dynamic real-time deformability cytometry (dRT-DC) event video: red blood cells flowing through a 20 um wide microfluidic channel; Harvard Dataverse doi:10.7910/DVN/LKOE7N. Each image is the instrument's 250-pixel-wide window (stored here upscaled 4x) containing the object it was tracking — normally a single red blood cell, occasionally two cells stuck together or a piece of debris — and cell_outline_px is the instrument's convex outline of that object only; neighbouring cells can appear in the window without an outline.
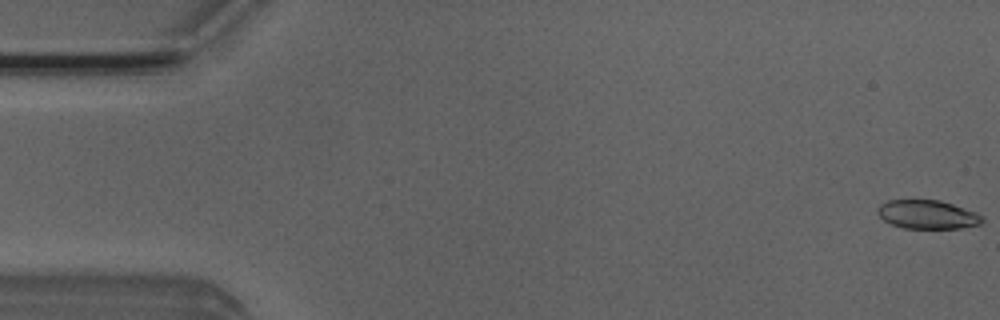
{"species": "Egyptian fruit bat (a non-hibernating species)", "species_latin": "Rousettus aegyptiacus", "temperature_condition": "room temperature", "stored_images_in_passage": 53, "camera_frame_rate_fps": 3000, "um_per_image_px": 0.085, "animal": {"sex": "male"}, "frame": {"image": 1, "passage_image": 1, "time_ms": 0.0, "image_size_px": [1000, 320], "cell_outline_px": [[984, 220], [980, 224], [960, 228], [904, 228], [892, 224], [884, 220], [876, 212], [876, 208], [880, 204], [888, 200], [940, 200], [952, 204], [984, 216]], "centroid_in_image_um": [78.81, 18.23], "position_along_channel_um": 6.2, "area_um2": 17.4}}
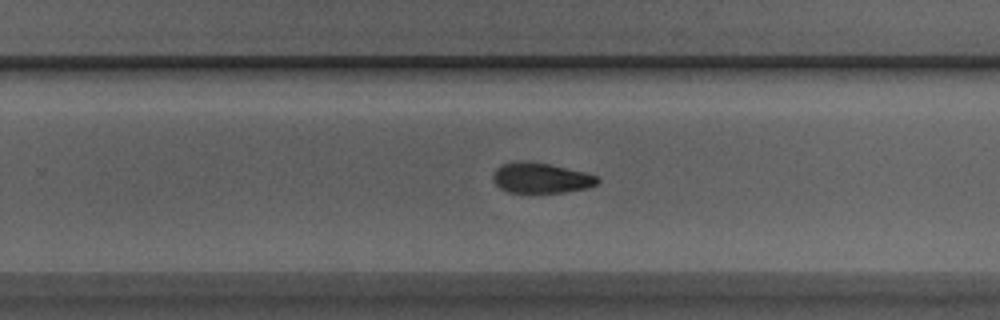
{"frame": {"image": 2, "passage_image": 33, "time_ms": 10.667, "image_size_px": [1000, 320], "cell_outline_px": [[600, 180], [596, 184], [588, 188], [564, 192], [508, 192], [500, 188], [492, 180], [492, 176], [496, 168], [504, 164], [548, 164], [584, 172], [596, 176]], "centroid_in_image_um": [46.01, 15.18], "position_along_channel_um": 283.8, "area_um2": 17.63}}
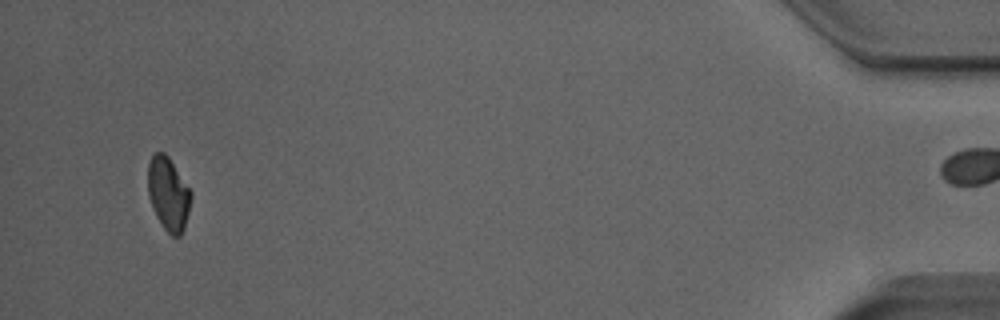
{"frame": {"image": 3, "passage_image": 50, "time_ms": 16.333, "image_size_px": [1000, 320], "cell_outline_px": [[192, 196], [184, 228], [180, 236], [172, 236], [160, 224], [156, 216], [148, 196], [148, 164], [152, 156], [156, 152], [164, 152], [168, 156], [192, 192]], "centroid_in_image_um": [14.3, 16.48], "position_along_channel_um": 420.9, "area_um2": 18.32}, "authors_computed_cell_mechanics": {"area_um2": 19.0162, "velocity_mm_per_s": 3.9262, "shape_relaxation_time_tau1_ms": null, "shape_relaxation_time_tau2_ms": 4.6176, "deformation_change_tau1": null, "deformation_change_tau2": 0.0936}}